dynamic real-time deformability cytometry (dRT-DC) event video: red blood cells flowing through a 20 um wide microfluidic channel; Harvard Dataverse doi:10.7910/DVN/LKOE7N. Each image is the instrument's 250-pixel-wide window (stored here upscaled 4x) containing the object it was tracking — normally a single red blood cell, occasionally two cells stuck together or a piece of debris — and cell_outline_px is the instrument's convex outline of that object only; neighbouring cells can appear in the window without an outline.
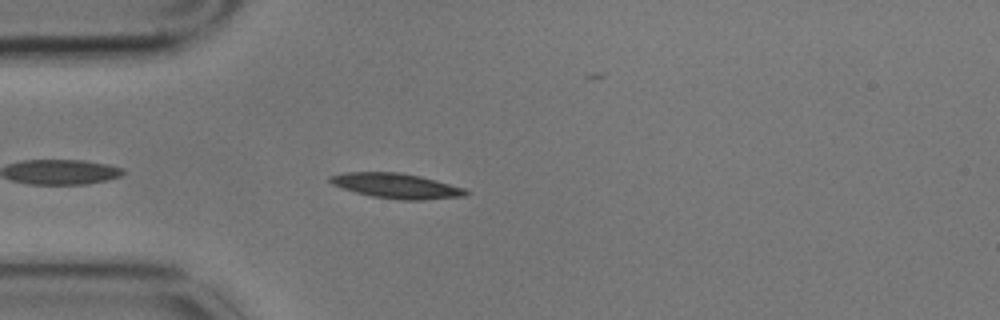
{"species": "common noctule bat (a hibernating species)", "species_latin": "Nyctalus noctula", "temperature_condition": "cold", "stored_images_in_passage": 47, "camera_frame_rate_fps": 3000, "um_per_image_px": 0.085, "animal": {"sex": "male", "body_mass_g": 17.9}, "frame": {"image": 1, "passage_image": 4, "time_ms": 1.0, "image_size_px": [1000, 320], "cell_outline_px": [[468, 192], [464, 196], [424, 200], [400, 200], [372, 196], [356, 192], [332, 184], [328, 180], [328, 176], [344, 172], [400, 172], [420, 176], [436, 180], [464, 188]], "centroid_in_image_um": [33.67, 15.79], "position_along_channel_um": 51.3, "area_um2": 19.71}}
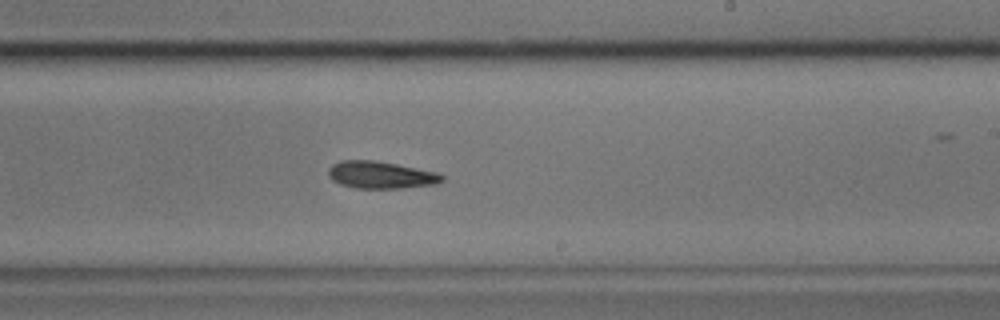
{"frame": {"image": 2, "passage_image": 23, "time_ms": 7.333, "image_size_px": [1000, 320], "cell_outline_px": [[444, 180], [436, 184], [404, 188], [356, 188], [340, 184], [332, 180], [328, 176], [328, 168], [332, 164], [340, 160], [372, 160], [396, 164], [440, 172], [444, 176]], "centroid_in_image_um": [32.38, 14.87], "position_along_channel_um": 256.6, "area_um2": 18.21}}
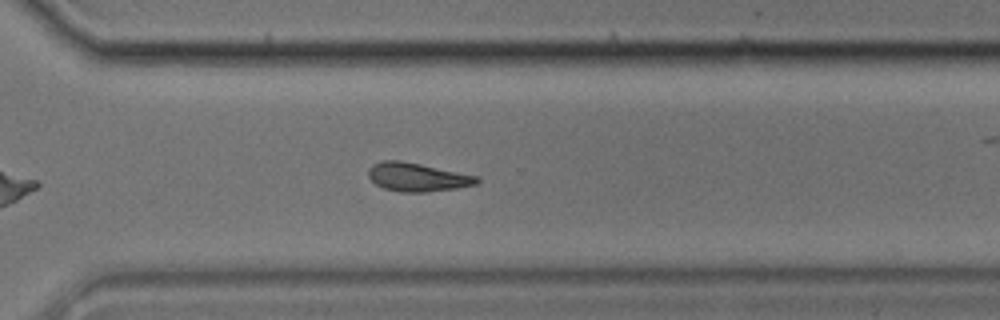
{"frame": {"image": 3, "passage_image": 30, "time_ms": 9.667, "image_size_px": [1000, 320], "cell_outline_px": [[480, 184], [456, 188], [428, 192], [400, 192], [384, 188], [376, 184], [368, 176], [368, 168], [372, 164], [384, 160], [400, 160], [480, 176]], "centroid_in_image_um": [35.51, 15.05], "position_along_channel_um": 335.1, "area_um2": 18.21}, "authors_computed_cell_mechanics": {"area_um2": 18.2648, "velocity_mm_per_s": 3.3697, "shape_relaxation_time_tau1_ms": 8.6068, "shape_relaxation_time_tau2_ms": null, "deformation_change_tau1": 0.1631, "deformation_change_tau2": null}}